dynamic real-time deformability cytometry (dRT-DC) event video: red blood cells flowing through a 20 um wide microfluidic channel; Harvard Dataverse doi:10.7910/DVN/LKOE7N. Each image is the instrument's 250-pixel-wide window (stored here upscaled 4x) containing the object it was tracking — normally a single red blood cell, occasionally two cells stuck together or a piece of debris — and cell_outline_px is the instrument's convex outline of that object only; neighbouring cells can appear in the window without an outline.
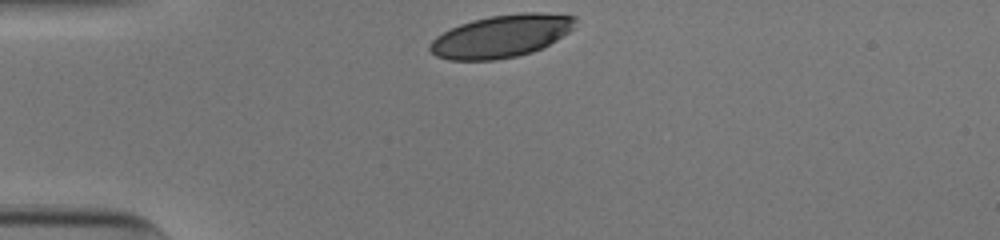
{"species": "human", "species_latin": "Homo sapiens", "temperature_condition": "cold", "stored_images_in_passage": 30, "camera_frame_rate_fps": 3000, "um_per_image_px": 0.085, "donor": {"sex": "male"}, "frame": {"image": 1, "passage_image": 1, "time_ms": 0.0, "image_size_px": [1000, 240], "cell_outline_px": [[576, 28], [556, 40], [532, 52], [516, 56], [496, 60], [448, 60], [436, 56], [428, 48], [428, 44], [436, 36], [460, 24], [472, 20], [492, 16], [520, 12], [540, 12], [576, 16]], "centroid_in_image_um": [42.62, 3.07], "position_along_channel_um": 42.4, "area_um2": 36.13}}
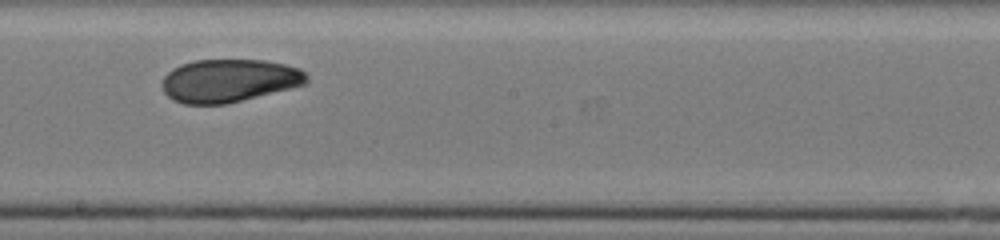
{"frame": {"image": 2, "passage_image": 18, "time_ms": 5.667, "image_size_px": [1000, 240], "cell_outline_px": [[308, 84], [224, 104], [184, 104], [172, 100], [164, 92], [160, 84], [164, 76], [172, 68], [180, 64], [196, 60], [264, 60], [284, 64], [300, 68], [308, 76]], "centroid_in_image_um": [19.45, 6.85], "position_along_channel_um": 228.7, "area_um2": 36.36}}
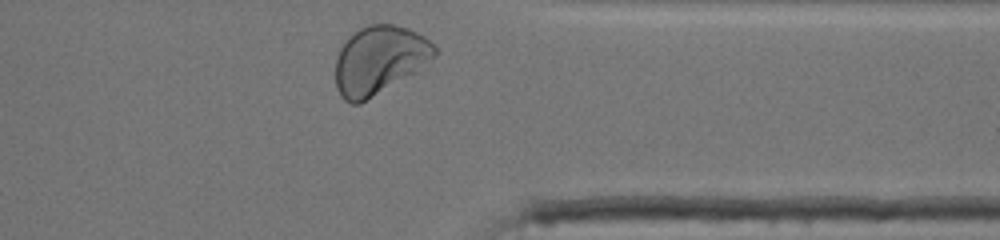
{"frame": {"image": 3, "passage_image": 30, "time_ms": 9.667, "image_size_px": [1000, 240], "cell_outline_px": [[436, 56], [416, 72], [360, 104], [352, 104], [344, 100], [340, 96], [336, 88], [336, 56], [340, 48], [360, 28], [368, 24], [392, 24], [408, 28], [424, 36], [436, 48]], "centroid_in_image_um": [32.24, 5.12], "position_along_channel_um": 379.2, "area_um2": 39.25}, "authors_computed_cell_mechanics": {"area_um2": 36.9053, "velocity_mm_per_s": 3.8718, "shape_relaxation_time_tau1_ms": 4.8282, "shape_relaxation_time_tau2_ms": 2.4784, "deformation_change_tau1": 0.122, "deformation_change_tau2": 0.0665}}